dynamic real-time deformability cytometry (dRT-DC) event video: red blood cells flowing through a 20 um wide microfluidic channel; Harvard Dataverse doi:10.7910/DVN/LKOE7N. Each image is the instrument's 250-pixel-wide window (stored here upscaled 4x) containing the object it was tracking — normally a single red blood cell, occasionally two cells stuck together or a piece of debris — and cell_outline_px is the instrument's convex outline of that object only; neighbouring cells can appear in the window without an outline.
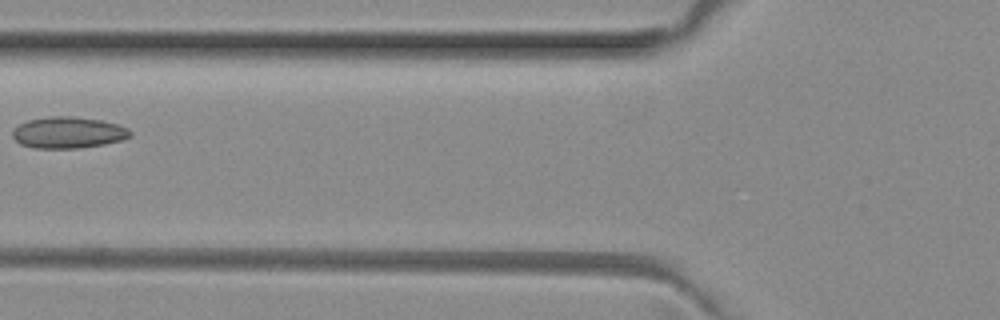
{"species": "common noctule bat (a hibernating species)", "species_latin": "Nyctalus noctula", "temperature_condition": "room temperature", "stored_images_in_passage": 6, "camera_frame_rate_fps": 3000, "um_per_image_px": 0.085, "animal": {"sex": "female", "body_mass_g": 29.2, "forearm_length_mm": 56.3}, "frame": {"image": 1, "passage_image": 6, "time_ms": 1.667, "image_size_px": [1000, 320], "cell_outline_px": [[132, 136], [120, 140], [104, 144], [80, 148], [36, 148], [20, 144], [12, 136], [12, 132], [20, 124], [28, 120], [48, 116], [72, 116], [100, 120], [116, 124], [128, 128], [132, 132]], "centroid_in_image_um": [5.8, 11.26], "position_along_channel_um": 120.0, "area_um2": 21.44}}